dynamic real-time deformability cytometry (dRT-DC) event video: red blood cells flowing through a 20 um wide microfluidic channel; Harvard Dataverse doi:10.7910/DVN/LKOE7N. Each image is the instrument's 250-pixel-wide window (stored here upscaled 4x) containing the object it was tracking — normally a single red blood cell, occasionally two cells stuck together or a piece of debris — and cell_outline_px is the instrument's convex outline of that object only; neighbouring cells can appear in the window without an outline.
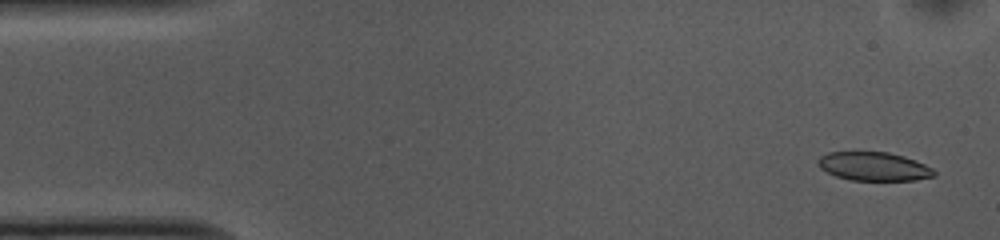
{"species": "common noctule bat (a hibernating species)", "species_latin": "Nyctalus noctula", "temperature_condition": "cold", "stored_images_in_passage": 50, "camera_frame_rate_fps": 3000, "um_per_image_px": 0.085, "animal": {"sex": "female", "body_mass_g": 10.0, "forearm_length_mm": 53.1}, "frame": {"image": 1, "passage_image": 2, "time_ms": 0.333, "image_size_px": [1000, 240], "cell_outline_px": [[936, 176], [916, 180], [852, 180], [836, 176], [820, 168], [820, 156], [828, 152], [856, 148], [888, 152], [904, 156], [916, 160], [932, 168], [936, 172]], "centroid_in_image_um": [74.26, 14.09], "position_along_channel_um": 10.7, "area_um2": 20.11}}
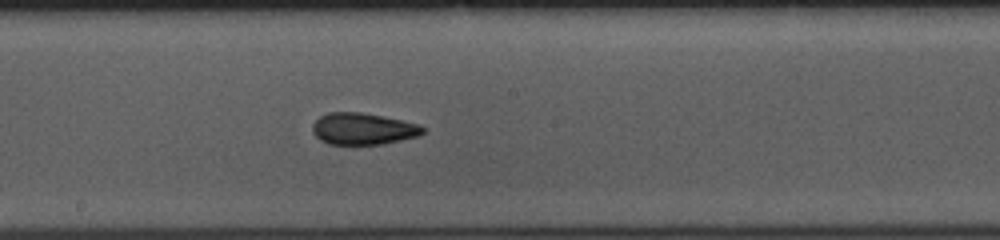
{"frame": {"image": 2, "passage_image": 27, "time_ms": 8.667, "image_size_px": [1000, 240], "cell_outline_px": [[424, 132], [420, 136], [384, 144], [328, 144], [320, 140], [312, 132], [312, 124], [320, 116], [328, 112], [360, 112], [420, 124], [424, 128]], "centroid_in_image_um": [30.85, 10.95], "position_along_channel_um": 217.3, "area_um2": 20.4}}
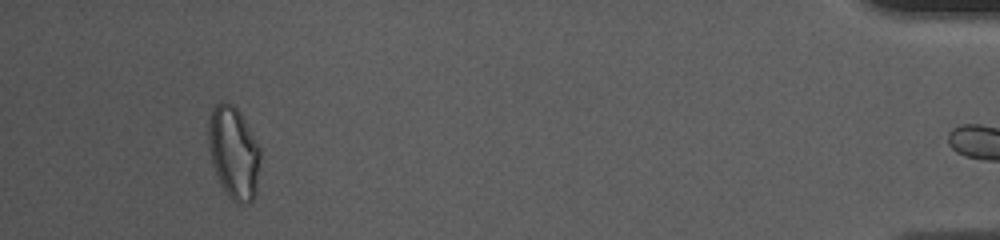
{"frame": {"image": 3, "passage_image": 49, "time_ms": 16.0, "image_size_px": [1000, 240], "cell_outline_px": [[260, 160], [256, 192], [252, 200], [248, 204], [236, 204], [228, 196], [220, 184], [212, 164], [208, 148], [208, 120], [212, 108], [220, 100], [224, 100], [232, 104], [240, 112], [260, 148]], "centroid_in_image_um": [19.84, 12.97], "position_along_channel_um": 415.4, "area_um2": 28.26}, "authors_computed_cell_mechanics": {"area_um2": 20.7502, "velocity_mm_per_s": 3.6999, "shape_relaxation_time_tau1_ms": 6.7768, "shape_relaxation_time_tau2_ms": 3.726, "deformation_change_tau1": 0.1499, "deformation_change_tau2": 0.0815}}